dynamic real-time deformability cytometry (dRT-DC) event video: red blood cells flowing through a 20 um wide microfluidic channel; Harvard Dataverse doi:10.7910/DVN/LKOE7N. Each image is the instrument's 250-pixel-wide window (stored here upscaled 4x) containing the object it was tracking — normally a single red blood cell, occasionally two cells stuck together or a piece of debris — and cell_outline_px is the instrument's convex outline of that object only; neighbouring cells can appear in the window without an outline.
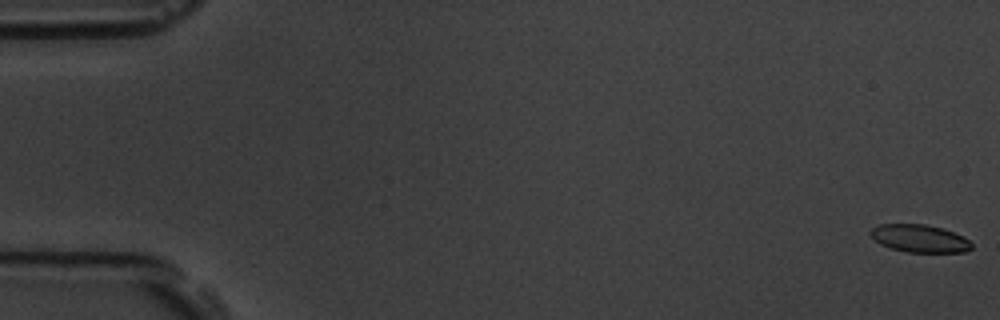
{"species": "common noctule bat (a hibernating species)", "species_latin": "Nyctalus noctula", "temperature_condition": "room temperature", "stored_images_in_passage": 6, "camera_frame_rate_fps": 3000, "um_per_image_px": 0.085, "animal": {"sex": "male", "body_mass_g": 19.5, "forearm_length_mm": 54.6}, "frame": {"image": 1, "passage_image": 1, "time_ms": 0.0, "image_size_px": [1000, 320], "cell_outline_px": [[972, 248], [964, 252], [908, 252], [888, 248], [880, 244], [868, 232], [872, 228], [880, 224], [924, 224], [944, 228], [964, 236], [972, 244]], "centroid_in_image_um": [78.17, 20.26], "position_along_channel_um": 6.8, "area_um2": 16.42}}
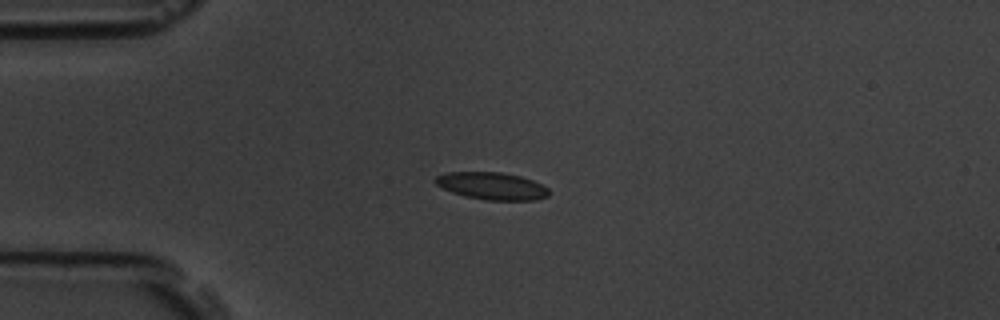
{"frame": {"image": 2, "passage_image": 5, "time_ms": 1.333, "image_size_px": [1000, 320], "cell_outline_px": [[548, 196], [536, 200], [488, 200], [464, 196], [452, 192], [436, 184], [436, 176], [448, 172], [500, 172], [520, 176], [532, 180], [548, 188]], "centroid_in_image_um": [41.82, 15.81], "position_along_channel_um": 43.2, "area_um2": 17.86}}